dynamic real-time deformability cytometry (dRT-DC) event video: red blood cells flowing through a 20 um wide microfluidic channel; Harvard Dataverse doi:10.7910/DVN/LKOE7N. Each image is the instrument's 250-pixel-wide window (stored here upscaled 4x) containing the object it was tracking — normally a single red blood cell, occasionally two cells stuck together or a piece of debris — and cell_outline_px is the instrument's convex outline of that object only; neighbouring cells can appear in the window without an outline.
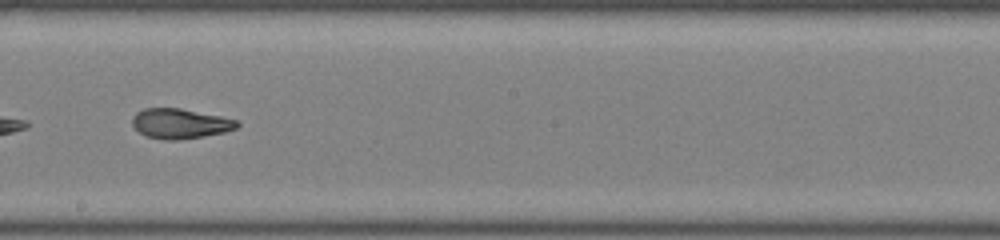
{"species": "common noctule bat (a hibernating species)", "species_latin": "Nyctalus noctula", "temperature_condition": "room temperature", "stored_images_in_passage": 30, "camera_frame_rate_fps": 3000, "um_per_image_px": 0.085, "animal": {"sex": "female", "body_mass_g": 22.0, "forearm_length_mm": 56.7}, "frame": {"image": 1, "passage_image": 13, "time_ms": 4.0, "image_size_px": [1000, 240], "cell_outline_px": [[240, 124], [236, 128], [224, 132], [204, 136], [176, 140], [164, 140], [148, 136], [140, 132], [132, 124], [132, 116], [136, 112], [144, 108], [180, 108], [220, 116], [236, 120]], "centroid_in_image_um": [15.29, 10.5], "position_along_channel_um": 232.9, "area_um2": 18.15}}
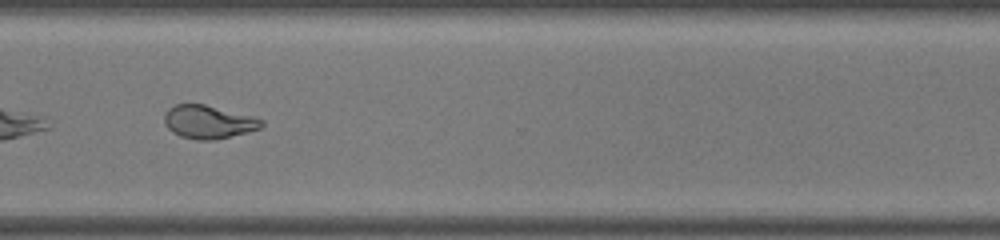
{"frame": {"image": 2, "passage_image": 22, "time_ms": 7.0, "image_size_px": [1000, 240], "cell_outline_px": [[264, 124], [260, 128], [248, 132], [212, 140], [196, 140], [180, 136], [172, 132], [168, 128], [164, 120], [164, 116], [168, 108], [176, 104], [204, 104], [256, 116], [264, 120]], "centroid_in_image_um": [17.75, 10.35], "position_along_channel_um": 352.9, "area_um2": 18.96}, "authors_computed_cell_mechanics": {"area_um2": 18.785, "velocity_mm_per_s": 3.9903, "shape_relaxation_time_tau1_ms": 9.0448, "shape_relaxation_time_tau2_ms": 2.0309, "deformation_change_tau1": 0.2599, "deformation_change_tau2": 0.0841}}